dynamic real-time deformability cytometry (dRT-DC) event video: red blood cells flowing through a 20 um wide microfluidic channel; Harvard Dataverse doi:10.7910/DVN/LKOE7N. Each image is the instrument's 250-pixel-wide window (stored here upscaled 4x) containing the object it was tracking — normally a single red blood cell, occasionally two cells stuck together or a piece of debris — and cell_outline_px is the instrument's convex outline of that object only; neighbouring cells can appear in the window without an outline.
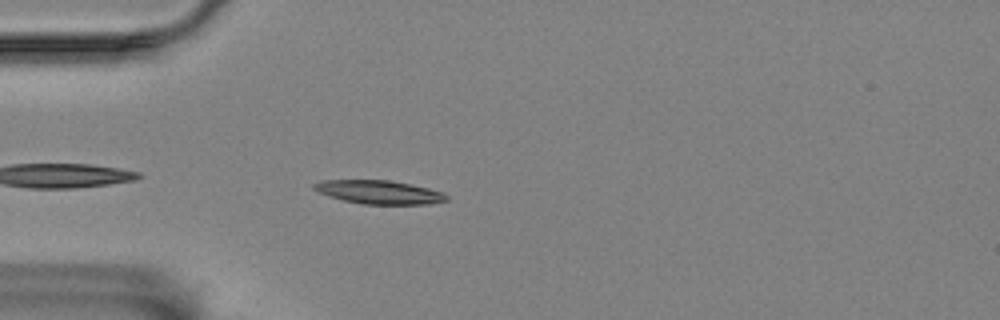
{"species": "Egyptian fruit bat (a non-hibernating species)", "species_latin": "Rousettus aegyptiacus", "temperature_condition": "room temperature", "stored_images_in_passage": 45, "camera_frame_rate_fps": 3000, "um_per_image_px": 0.085, "animal": {"sex": "female"}, "frame": {"image": 1, "passage_image": 3, "time_ms": 0.667, "image_size_px": [1000, 320], "cell_outline_px": [[448, 200], [432, 204], [364, 204], [344, 200], [328, 196], [312, 188], [312, 184], [320, 180], [388, 180], [428, 188], [444, 192], [448, 196]], "centroid_in_image_um": [32.23, 16.33], "position_along_channel_um": 52.8, "area_um2": 18.15}}
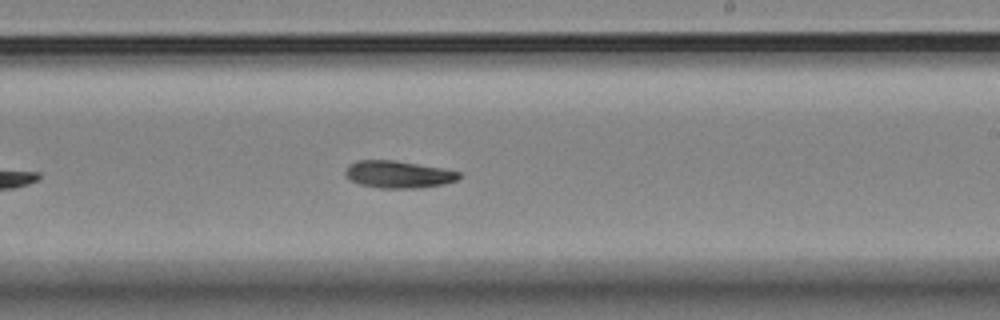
{"frame": {"image": 2, "passage_image": 21, "time_ms": 6.667, "image_size_px": [1000, 320], "cell_outline_px": [[460, 176], [456, 180], [444, 184], [420, 188], [380, 188], [360, 184], [352, 180], [344, 172], [348, 164], [356, 160], [396, 160], [440, 168], [460, 172]], "centroid_in_image_um": [33.84, 14.82], "position_along_channel_um": 255.2, "area_um2": 17.92}}
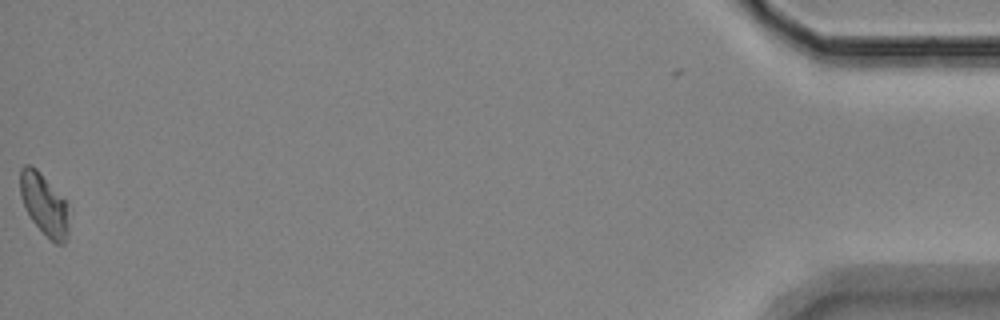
{"frame": {"image": 3, "passage_image": 44, "time_ms": 14.333, "image_size_px": [1000, 320], "cell_outline_px": [[68, 236], [64, 244], [56, 244], [32, 220], [20, 196], [20, 168], [24, 164], [28, 164], [36, 168], [40, 172], [68, 204]], "centroid_in_image_um": [3.76, 17.35], "position_along_channel_um": 431.4, "area_um2": 17.22}, "authors_computed_cell_mechanics": {"area_um2": 17.8024, "velocity_mm_per_s": 3.5169, "shape_relaxation_time_tau1_ms": 10.0898, "shape_relaxation_time_tau2_ms": null, "deformation_change_tau1": 0.2311, "deformation_change_tau2": null}}